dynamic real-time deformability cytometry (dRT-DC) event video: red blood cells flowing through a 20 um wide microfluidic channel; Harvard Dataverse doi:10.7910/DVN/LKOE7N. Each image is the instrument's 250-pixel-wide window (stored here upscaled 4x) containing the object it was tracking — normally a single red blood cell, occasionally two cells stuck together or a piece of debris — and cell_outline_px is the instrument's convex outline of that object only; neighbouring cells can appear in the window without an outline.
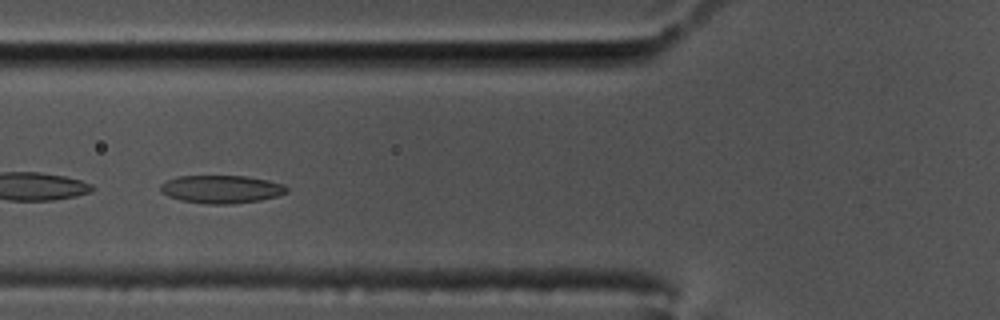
{"species": "common noctule bat (a hibernating species)", "species_latin": "Nyctalus noctula", "temperature_condition": "cold", "stored_images_in_passage": 29, "camera_frame_rate_fps": 3000, "um_per_image_px": 0.085, "animal": {"sex": "male", "body_mass_g": 17.5, "forearm_length_mm": 52.3}, "frame": {"image": 1, "passage_image": 13, "time_ms": 4.0, "image_size_px": [1000, 320], "cell_outline_px": [[288, 192], [276, 196], [260, 200], [232, 204], [208, 204], [180, 200], [168, 196], [160, 192], [160, 184], [176, 176], [248, 176], [268, 180], [284, 184], [288, 188]], "centroid_in_image_um": [18.81, 16.08], "position_along_channel_um": 107.0, "area_um2": 20.69}}